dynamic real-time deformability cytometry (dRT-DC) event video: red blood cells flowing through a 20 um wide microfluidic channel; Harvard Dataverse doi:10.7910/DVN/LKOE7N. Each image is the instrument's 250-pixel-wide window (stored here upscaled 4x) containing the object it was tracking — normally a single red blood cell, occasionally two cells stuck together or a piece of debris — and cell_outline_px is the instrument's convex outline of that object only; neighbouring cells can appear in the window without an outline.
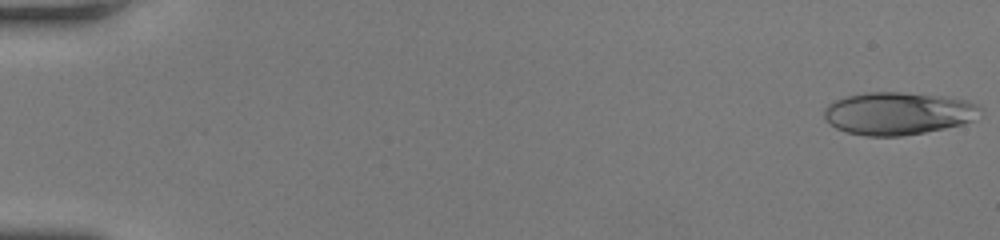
{"species": "human", "species_latin": "Homo sapiens", "temperature_condition": "room temperature", "stored_images_in_passage": 49, "camera_frame_rate_fps": 3000, "um_per_image_px": 0.085, "donor": {"sex": "female"}, "frame": {"image": 1, "passage_image": 1, "time_ms": 0.0, "image_size_px": [1000, 240], "cell_outline_px": [[984, 116], [964, 124], [924, 132], [900, 136], [868, 136], [844, 132], [836, 128], [824, 116], [824, 108], [828, 104], [836, 100], [848, 96], [868, 92], [900, 92], [944, 96], [968, 100], [984, 108]], "centroid_in_image_um": [76.43, 9.64], "position_along_channel_um": 8.6, "area_um2": 39.13}}
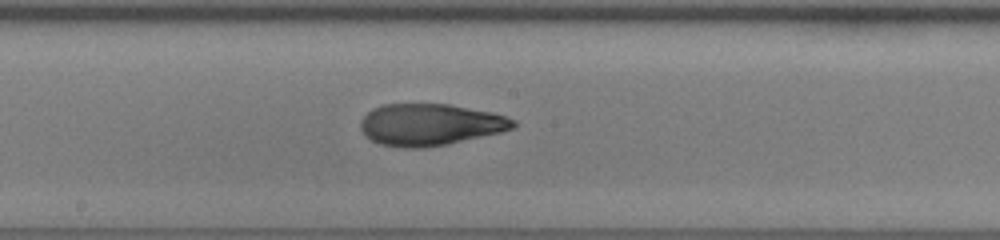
{"frame": {"image": 2, "passage_image": 28, "time_ms": 9.0, "image_size_px": [1000, 240], "cell_outline_px": [[516, 128], [500, 132], [448, 144], [424, 148], [404, 148], [380, 144], [364, 136], [360, 128], [360, 120], [372, 108], [384, 104], [448, 104], [492, 112], [516, 120]], "centroid_in_image_um": [36.54, 10.59], "position_along_channel_um": 211.7, "area_um2": 37.28}}
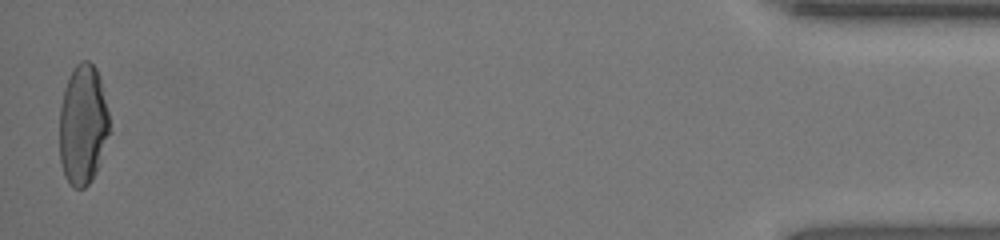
{"frame": {"image": 3, "passage_image": 49, "time_ms": 16.0, "image_size_px": [1000, 240], "cell_outline_px": [[112, 132], [96, 172], [92, 180], [84, 188], [72, 188], [68, 184], [64, 176], [60, 164], [60, 104], [64, 88], [68, 76], [72, 68], [80, 60], [88, 60], [96, 68], [100, 80], [108, 112]], "centroid_in_image_um": [7.05, 10.64], "position_along_channel_um": 428.1, "area_um2": 35.78}, "authors_computed_cell_mechanics": {"area_um2": 36.703, "velocity_mm_per_s": 4.316, "shape_relaxation_time_tau1_ms": 7.5083, "shape_relaxation_time_tau2_ms": 1.4863, "deformation_change_tau1": 0.2856, "deformation_change_tau2": 0.0864}}